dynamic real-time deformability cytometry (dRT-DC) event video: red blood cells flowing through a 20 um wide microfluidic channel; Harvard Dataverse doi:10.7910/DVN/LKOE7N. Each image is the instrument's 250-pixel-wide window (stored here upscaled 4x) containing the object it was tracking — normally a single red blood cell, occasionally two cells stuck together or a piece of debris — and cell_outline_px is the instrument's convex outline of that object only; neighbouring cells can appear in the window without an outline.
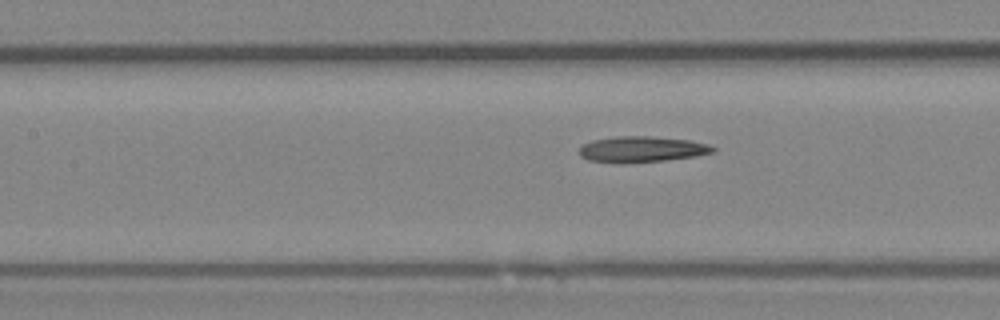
{"species": "Egyptian fruit bat (a non-hibernating species)", "species_latin": "Rousettus aegyptiacus", "temperature_condition": "room temperature", "stored_images_in_passage": 7, "camera_frame_rate_fps": 3000, "um_per_image_px": 0.085, "animal": {"sex": "female"}, "frame": {"image": 1, "passage_image": 7, "time_ms": 2.0, "image_size_px": [1000, 320], "cell_outline_px": [[716, 152], [696, 156], [664, 160], [624, 164], [588, 160], [580, 156], [580, 148], [584, 144], [592, 140], [616, 136], [652, 136], [692, 140], [708, 144], [716, 148]], "centroid_in_image_um": [54.58, 12.69], "position_along_channel_um": 152.8, "area_um2": 20.4}}